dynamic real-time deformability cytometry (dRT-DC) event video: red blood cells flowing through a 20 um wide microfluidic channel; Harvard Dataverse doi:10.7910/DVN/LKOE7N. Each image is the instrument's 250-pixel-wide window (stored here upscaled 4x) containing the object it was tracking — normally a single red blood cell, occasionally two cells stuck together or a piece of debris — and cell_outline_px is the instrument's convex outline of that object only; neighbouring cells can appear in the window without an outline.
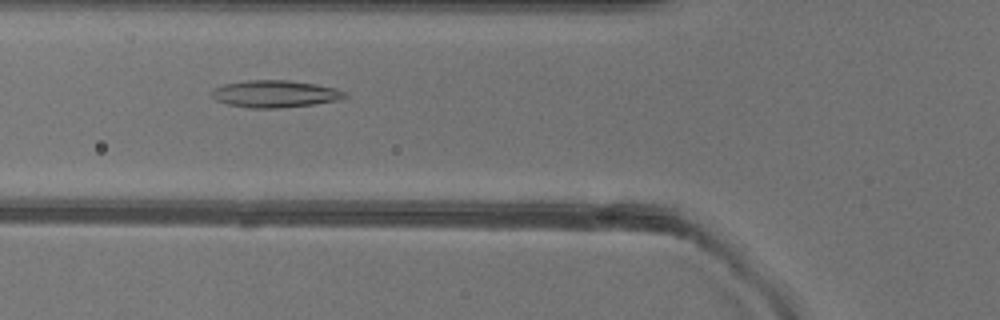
{"species": "common noctule bat (a hibernating species)", "species_latin": "Nyctalus noctula", "temperature_condition": "warm", "stored_images_in_passage": 41, "camera_frame_rate_fps": 3000, "um_per_image_px": 0.085, "animal": {"sex": "female"}, "frame": {"image": 1, "passage_image": 18, "time_ms": 5.667, "image_size_px": [1000, 320], "cell_outline_px": [[348, 96], [336, 100], [312, 104], [276, 108], [252, 108], [228, 104], [216, 100], [208, 92], [212, 88], [224, 84], [248, 80], [288, 80], [316, 84], [336, 88], [344, 92]], "centroid_in_image_um": [23.32, 7.97], "position_along_channel_um": 102.5, "area_um2": 20.92}}
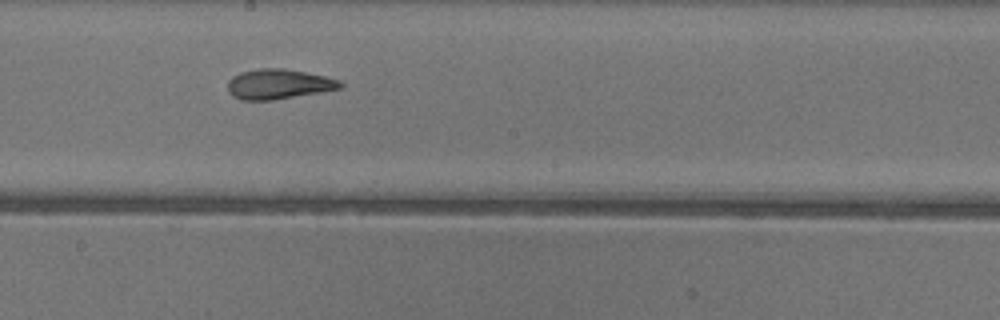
{"frame": {"image": 2, "passage_image": 27, "time_ms": 8.667, "image_size_px": [1000, 320], "cell_outline_px": [[344, 88], [272, 100], [240, 100], [232, 96], [228, 92], [228, 80], [232, 76], [240, 72], [256, 68], [284, 68], [324, 76], [340, 80], [344, 84]], "centroid_in_image_um": [23.66, 7.15], "position_along_channel_um": 224.5, "area_um2": 19.83}}
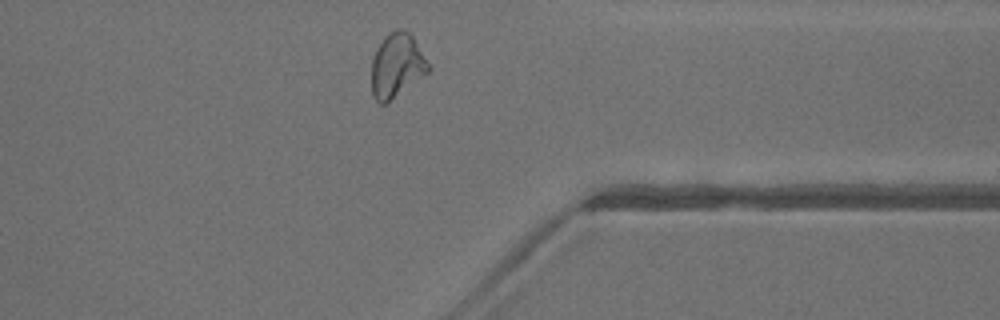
{"frame": {"image": 3, "passage_image": 39, "time_ms": 12.667, "image_size_px": [1000, 320], "cell_outline_px": [[432, 68], [428, 72], [384, 104], [380, 104], [372, 96], [372, 60], [376, 48], [384, 36], [388, 32], [396, 28], [400, 28], [408, 32], [412, 36]], "centroid_in_image_um": [33.71, 5.53], "position_along_channel_um": 377.7, "area_um2": 21.04}, "authors_computed_cell_mechanics": {"area_um2": 20.4034, "velocity_mm_per_s": 4.0546, "shape_relaxation_time_tau1_ms": null, "shape_relaxation_time_tau2_ms": 2.0344, "deformation_change_tau1": null, "deformation_change_tau2": 0.0986}}